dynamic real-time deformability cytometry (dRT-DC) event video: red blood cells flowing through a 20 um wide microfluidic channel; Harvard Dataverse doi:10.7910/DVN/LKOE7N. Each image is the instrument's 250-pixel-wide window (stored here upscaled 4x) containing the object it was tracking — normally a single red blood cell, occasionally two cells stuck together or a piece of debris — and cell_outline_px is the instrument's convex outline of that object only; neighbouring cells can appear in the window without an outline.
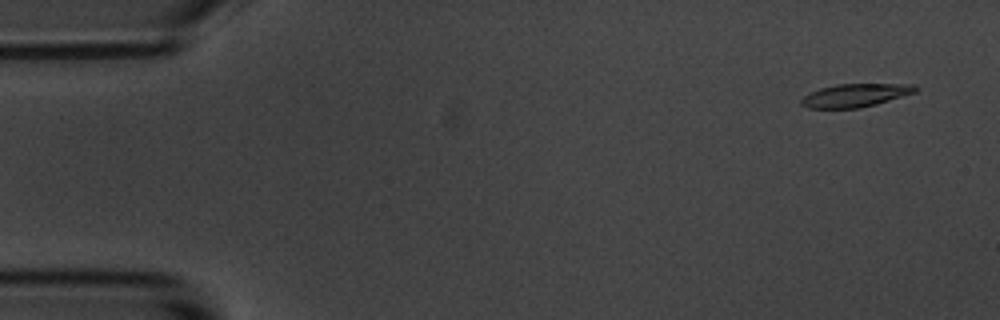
{"species": "common noctule bat (a hibernating species)", "species_latin": "Nyctalus noctula", "temperature_condition": "room temperature", "stored_images_in_passage": 4, "camera_frame_rate_fps": 3000, "um_per_image_px": 0.085, "animal": {"sex": "male", "body_mass_g": 20.1, "forearm_length_mm": 53.5}, "frame": {"image": 1, "passage_image": 1, "time_ms": 0.0, "image_size_px": [1000, 320], "cell_outline_px": [[920, 88], [916, 92], [876, 104], [860, 108], [808, 108], [800, 104], [800, 100], [804, 96], [820, 88], [836, 84], [916, 84]], "centroid_in_image_um": [72.73, 8.1], "position_along_channel_um": 12.3, "area_um2": 15.43}}